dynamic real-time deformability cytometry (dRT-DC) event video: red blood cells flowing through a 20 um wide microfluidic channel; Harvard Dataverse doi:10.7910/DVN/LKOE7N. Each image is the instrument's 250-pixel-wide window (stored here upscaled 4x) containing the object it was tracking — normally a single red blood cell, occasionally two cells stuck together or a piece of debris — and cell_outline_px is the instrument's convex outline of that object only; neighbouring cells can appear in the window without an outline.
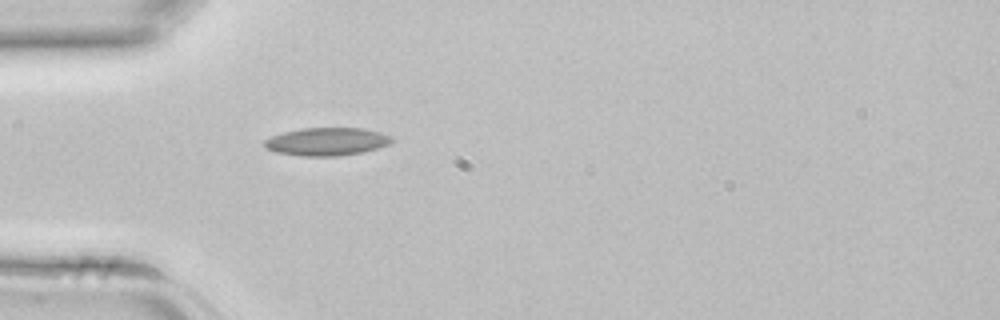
{"species": "common noctule bat (a hibernating species)", "species_latin": "Nyctalus noctula", "temperature_condition": "room temperature", "stored_images_in_passage": 1, "camera_frame_rate_fps": 3000, "um_per_image_px": 0.085, "animal": {"sex": "female", "body_mass_g": 22.7, "forearm_length_mm": 54.2}, "frame": {"image": 1, "passage_image": 1, "time_ms": 0.0, "image_size_px": [1000, 320], "cell_outline_px": [[396, 140], [388, 144], [376, 148], [360, 152], [340, 156], [300, 156], [276, 152], [264, 148], [264, 140], [272, 136], [284, 132], [304, 128], [364, 128], [380, 132], [392, 136]], "centroid_in_image_um": [27.78, 12.03], "position_along_channel_um": 57.2, "area_um2": 20.75}}